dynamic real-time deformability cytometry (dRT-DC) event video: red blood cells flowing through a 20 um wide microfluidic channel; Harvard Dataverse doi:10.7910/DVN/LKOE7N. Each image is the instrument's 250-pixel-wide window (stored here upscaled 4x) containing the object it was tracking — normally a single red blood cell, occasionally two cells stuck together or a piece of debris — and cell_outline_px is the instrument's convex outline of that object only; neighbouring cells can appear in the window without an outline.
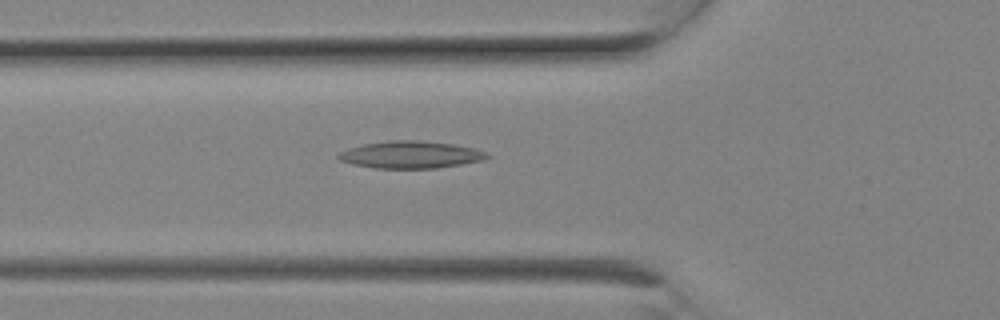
{"species": "Egyptian fruit bat (a non-hibernating species)", "species_latin": "Rousettus aegyptiacus", "temperature_condition": "room temperature", "stored_images_in_passage": 4, "camera_frame_rate_fps": 3000, "um_per_image_px": 0.085, "animal": {"sex": "female"}, "frame": {"image": 1, "passage_image": 4, "time_ms": 1.0, "image_size_px": [1000, 320], "cell_outline_px": [[492, 156], [480, 160], [460, 164], [436, 168], [372, 168], [352, 164], [340, 160], [336, 156], [340, 152], [348, 148], [364, 144], [392, 140], [416, 140], [452, 144], [472, 148], [484, 152]], "centroid_in_image_um": [34.84, 13.15], "position_along_channel_um": 91.0, "area_um2": 23.24}}